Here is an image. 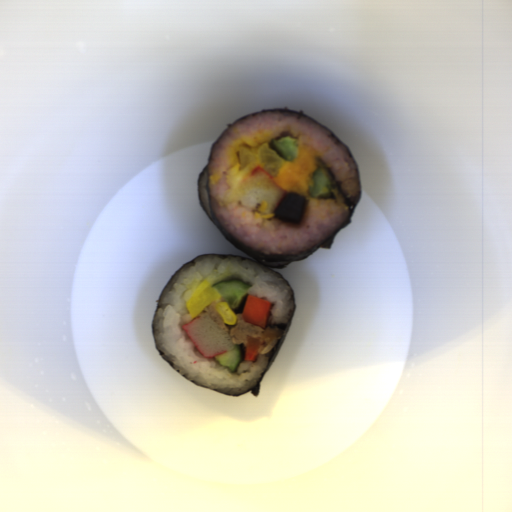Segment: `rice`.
<instances>
[{"instance_id": "652b925c", "label": "rice", "mask_w": 512, "mask_h": 512, "mask_svg": "<svg viewBox=\"0 0 512 512\" xmlns=\"http://www.w3.org/2000/svg\"><path fill=\"white\" fill-rule=\"evenodd\" d=\"M286 136L313 148L348 197H356L357 182L350 153L314 120L293 112H271L242 119L216 143L210 156V200L224 228L242 246L261 253L297 255L332 235L350 215L344 196L314 198L306 193L302 221L294 224L241 204L237 186L256 166L241 170L240 147L254 148Z\"/></svg>"}, {"instance_id": "023b6e5f", "label": "rice", "mask_w": 512, "mask_h": 512, "mask_svg": "<svg viewBox=\"0 0 512 512\" xmlns=\"http://www.w3.org/2000/svg\"><path fill=\"white\" fill-rule=\"evenodd\" d=\"M214 285L236 279L249 286L246 295L270 300L272 303L267 327L289 323L293 294L291 288L272 271L258 263L241 257L203 256L180 269L161 294L154 316V335L158 347L168 363L186 378L225 394H241L253 388L262 377L269 358L266 357L280 337V329H264L270 337L268 345L258 352L255 362L243 361L235 372L219 365L214 357L205 358L195 347L183 324L192 318L185 306V299L204 280ZM244 297L237 314H242ZM244 354L246 346L242 345Z\"/></svg>"}, {"instance_id": "8eca5e8b", "label": "rice", "mask_w": 512, "mask_h": 512, "mask_svg": "<svg viewBox=\"0 0 512 512\" xmlns=\"http://www.w3.org/2000/svg\"><path fill=\"white\" fill-rule=\"evenodd\" d=\"M207 179H208V170L205 172V174L202 176L200 180V188H199V196L201 198V201L211 218V212H210V204H209V198H208V192H207Z\"/></svg>"}, {"instance_id": "acb35da6", "label": "rice", "mask_w": 512, "mask_h": 512, "mask_svg": "<svg viewBox=\"0 0 512 512\" xmlns=\"http://www.w3.org/2000/svg\"><path fill=\"white\" fill-rule=\"evenodd\" d=\"M266 263L270 264V265H275V266H282L284 264H286L287 261H265Z\"/></svg>"}]
</instances>
